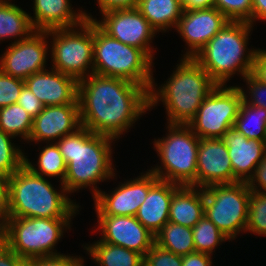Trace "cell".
<instances>
[{"label": "cell", "mask_w": 266, "mask_h": 266, "mask_svg": "<svg viewBox=\"0 0 266 266\" xmlns=\"http://www.w3.org/2000/svg\"><path fill=\"white\" fill-rule=\"evenodd\" d=\"M228 148L233 175L239 182H247L266 154V142L248 139L231 127L221 137Z\"/></svg>", "instance_id": "ffe728a7"}, {"label": "cell", "mask_w": 266, "mask_h": 266, "mask_svg": "<svg viewBox=\"0 0 266 266\" xmlns=\"http://www.w3.org/2000/svg\"><path fill=\"white\" fill-rule=\"evenodd\" d=\"M227 86L217 85L188 123L200 139L221 138L227 129L234 126L243 96L238 85Z\"/></svg>", "instance_id": "8fae6325"}, {"label": "cell", "mask_w": 266, "mask_h": 266, "mask_svg": "<svg viewBox=\"0 0 266 266\" xmlns=\"http://www.w3.org/2000/svg\"><path fill=\"white\" fill-rule=\"evenodd\" d=\"M24 80L12 77L0 70V108L17 103Z\"/></svg>", "instance_id": "d590c367"}, {"label": "cell", "mask_w": 266, "mask_h": 266, "mask_svg": "<svg viewBox=\"0 0 266 266\" xmlns=\"http://www.w3.org/2000/svg\"><path fill=\"white\" fill-rule=\"evenodd\" d=\"M100 240L140 253L143 257L155 244V236L135 216L97 215Z\"/></svg>", "instance_id": "2e32d148"}, {"label": "cell", "mask_w": 266, "mask_h": 266, "mask_svg": "<svg viewBox=\"0 0 266 266\" xmlns=\"http://www.w3.org/2000/svg\"><path fill=\"white\" fill-rule=\"evenodd\" d=\"M183 9H202L213 7V0H181Z\"/></svg>", "instance_id": "7dc6e473"}, {"label": "cell", "mask_w": 266, "mask_h": 266, "mask_svg": "<svg viewBox=\"0 0 266 266\" xmlns=\"http://www.w3.org/2000/svg\"><path fill=\"white\" fill-rule=\"evenodd\" d=\"M239 182L233 175L228 148L221 138L199 139L196 187Z\"/></svg>", "instance_id": "e0dca14e"}, {"label": "cell", "mask_w": 266, "mask_h": 266, "mask_svg": "<svg viewBox=\"0 0 266 266\" xmlns=\"http://www.w3.org/2000/svg\"><path fill=\"white\" fill-rule=\"evenodd\" d=\"M143 266H182V256L154 244L144 256Z\"/></svg>", "instance_id": "8d00e7d4"}, {"label": "cell", "mask_w": 266, "mask_h": 266, "mask_svg": "<svg viewBox=\"0 0 266 266\" xmlns=\"http://www.w3.org/2000/svg\"><path fill=\"white\" fill-rule=\"evenodd\" d=\"M34 31L29 13L12 0H0V43L6 39H12L11 44L27 39Z\"/></svg>", "instance_id": "d4e9b609"}, {"label": "cell", "mask_w": 266, "mask_h": 266, "mask_svg": "<svg viewBox=\"0 0 266 266\" xmlns=\"http://www.w3.org/2000/svg\"><path fill=\"white\" fill-rule=\"evenodd\" d=\"M229 21L214 6L184 9L175 28L187 44L182 58H193Z\"/></svg>", "instance_id": "9a60e30c"}, {"label": "cell", "mask_w": 266, "mask_h": 266, "mask_svg": "<svg viewBox=\"0 0 266 266\" xmlns=\"http://www.w3.org/2000/svg\"><path fill=\"white\" fill-rule=\"evenodd\" d=\"M136 8L158 34L175 30L184 10L181 0H138Z\"/></svg>", "instance_id": "cb8c5ba5"}, {"label": "cell", "mask_w": 266, "mask_h": 266, "mask_svg": "<svg viewBox=\"0 0 266 266\" xmlns=\"http://www.w3.org/2000/svg\"><path fill=\"white\" fill-rule=\"evenodd\" d=\"M253 27L246 21H229L193 57L217 85H227L235 74L244 78L252 73L257 49L247 46Z\"/></svg>", "instance_id": "5b68a950"}, {"label": "cell", "mask_w": 266, "mask_h": 266, "mask_svg": "<svg viewBox=\"0 0 266 266\" xmlns=\"http://www.w3.org/2000/svg\"><path fill=\"white\" fill-rule=\"evenodd\" d=\"M48 39L51 40L52 69L78 81L93 73V20L85 19L78 26L48 30Z\"/></svg>", "instance_id": "9c48e42d"}, {"label": "cell", "mask_w": 266, "mask_h": 266, "mask_svg": "<svg viewBox=\"0 0 266 266\" xmlns=\"http://www.w3.org/2000/svg\"><path fill=\"white\" fill-rule=\"evenodd\" d=\"M73 218H7L4 243L25 261L60 255L56 246Z\"/></svg>", "instance_id": "ba28073f"}, {"label": "cell", "mask_w": 266, "mask_h": 266, "mask_svg": "<svg viewBox=\"0 0 266 266\" xmlns=\"http://www.w3.org/2000/svg\"><path fill=\"white\" fill-rule=\"evenodd\" d=\"M24 83L44 106L79 104L78 80L52 68L32 74Z\"/></svg>", "instance_id": "d6986e66"}, {"label": "cell", "mask_w": 266, "mask_h": 266, "mask_svg": "<svg viewBox=\"0 0 266 266\" xmlns=\"http://www.w3.org/2000/svg\"><path fill=\"white\" fill-rule=\"evenodd\" d=\"M203 216V188L180 186L172 196L169 221L185 227L193 228Z\"/></svg>", "instance_id": "603a6c76"}, {"label": "cell", "mask_w": 266, "mask_h": 266, "mask_svg": "<svg viewBox=\"0 0 266 266\" xmlns=\"http://www.w3.org/2000/svg\"><path fill=\"white\" fill-rule=\"evenodd\" d=\"M17 104L23 107L33 119L37 117L44 108L43 103L25 85L18 97Z\"/></svg>", "instance_id": "f35d334b"}, {"label": "cell", "mask_w": 266, "mask_h": 266, "mask_svg": "<svg viewBox=\"0 0 266 266\" xmlns=\"http://www.w3.org/2000/svg\"><path fill=\"white\" fill-rule=\"evenodd\" d=\"M38 160L36 164L32 163L28 156L24 155V165L33 173L42 177L52 179L58 178L60 183L64 182L66 174V163L60 153L59 147L56 143H46V146L39 150Z\"/></svg>", "instance_id": "83f0119b"}, {"label": "cell", "mask_w": 266, "mask_h": 266, "mask_svg": "<svg viewBox=\"0 0 266 266\" xmlns=\"http://www.w3.org/2000/svg\"><path fill=\"white\" fill-rule=\"evenodd\" d=\"M101 13L113 9L135 8L138 0H96Z\"/></svg>", "instance_id": "ee69618b"}, {"label": "cell", "mask_w": 266, "mask_h": 266, "mask_svg": "<svg viewBox=\"0 0 266 266\" xmlns=\"http://www.w3.org/2000/svg\"><path fill=\"white\" fill-rule=\"evenodd\" d=\"M114 141L81 126L56 142L66 163L62 184L69 194L89 187L94 197L101 190L97 187L100 182L117 177L112 161Z\"/></svg>", "instance_id": "7a4b0ae2"}, {"label": "cell", "mask_w": 266, "mask_h": 266, "mask_svg": "<svg viewBox=\"0 0 266 266\" xmlns=\"http://www.w3.org/2000/svg\"><path fill=\"white\" fill-rule=\"evenodd\" d=\"M252 26H254L256 20L266 21V0H252Z\"/></svg>", "instance_id": "bcb514c9"}, {"label": "cell", "mask_w": 266, "mask_h": 266, "mask_svg": "<svg viewBox=\"0 0 266 266\" xmlns=\"http://www.w3.org/2000/svg\"><path fill=\"white\" fill-rule=\"evenodd\" d=\"M81 126L117 141L149 111V91L131 81L92 73L78 81Z\"/></svg>", "instance_id": "6da1fadb"}, {"label": "cell", "mask_w": 266, "mask_h": 266, "mask_svg": "<svg viewBox=\"0 0 266 266\" xmlns=\"http://www.w3.org/2000/svg\"><path fill=\"white\" fill-rule=\"evenodd\" d=\"M59 185L61 191L23 165L9 177L8 218H74L81 206Z\"/></svg>", "instance_id": "277c9868"}, {"label": "cell", "mask_w": 266, "mask_h": 266, "mask_svg": "<svg viewBox=\"0 0 266 266\" xmlns=\"http://www.w3.org/2000/svg\"><path fill=\"white\" fill-rule=\"evenodd\" d=\"M166 136L153 141L161 164L149 170L160 180L196 187L199 137L188 125L166 124Z\"/></svg>", "instance_id": "52a82bcc"}, {"label": "cell", "mask_w": 266, "mask_h": 266, "mask_svg": "<svg viewBox=\"0 0 266 266\" xmlns=\"http://www.w3.org/2000/svg\"><path fill=\"white\" fill-rule=\"evenodd\" d=\"M216 86L207 71L193 58L181 57L170 78L161 86L158 87L153 78L149 91V110L161 101L166 110L167 124L188 125Z\"/></svg>", "instance_id": "3957f363"}, {"label": "cell", "mask_w": 266, "mask_h": 266, "mask_svg": "<svg viewBox=\"0 0 266 266\" xmlns=\"http://www.w3.org/2000/svg\"><path fill=\"white\" fill-rule=\"evenodd\" d=\"M83 250L97 266H143L144 257L133 250L112 245L100 239L85 244Z\"/></svg>", "instance_id": "484cf974"}, {"label": "cell", "mask_w": 266, "mask_h": 266, "mask_svg": "<svg viewBox=\"0 0 266 266\" xmlns=\"http://www.w3.org/2000/svg\"><path fill=\"white\" fill-rule=\"evenodd\" d=\"M155 244L180 256L196 251L192 228L170 221L155 235Z\"/></svg>", "instance_id": "4316f807"}, {"label": "cell", "mask_w": 266, "mask_h": 266, "mask_svg": "<svg viewBox=\"0 0 266 266\" xmlns=\"http://www.w3.org/2000/svg\"><path fill=\"white\" fill-rule=\"evenodd\" d=\"M26 261L13 252L4 242L0 243V266H25Z\"/></svg>", "instance_id": "b9f144b4"}, {"label": "cell", "mask_w": 266, "mask_h": 266, "mask_svg": "<svg viewBox=\"0 0 266 266\" xmlns=\"http://www.w3.org/2000/svg\"><path fill=\"white\" fill-rule=\"evenodd\" d=\"M71 0H33V16L30 21L35 31L78 26L85 19L92 20L86 10H74Z\"/></svg>", "instance_id": "44dd1931"}, {"label": "cell", "mask_w": 266, "mask_h": 266, "mask_svg": "<svg viewBox=\"0 0 266 266\" xmlns=\"http://www.w3.org/2000/svg\"><path fill=\"white\" fill-rule=\"evenodd\" d=\"M251 74L266 85V49L257 48Z\"/></svg>", "instance_id": "60d3db41"}, {"label": "cell", "mask_w": 266, "mask_h": 266, "mask_svg": "<svg viewBox=\"0 0 266 266\" xmlns=\"http://www.w3.org/2000/svg\"><path fill=\"white\" fill-rule=\"evenodd\" d=\"M241 79H243V82H246L247 86V90L243 86H239L243 101L250 106L266 109V85L257 80L252 74Z\"/></svg>", "instance_id": "e575fe53"}, {"label": "cell", "mask_w": 266, "mask_h": 266, "mask_svg": "<svg viewBox=\"0 0 266 266\" xmlns=\"http://www.w3.org/2000/svg\"><path fill=\"white\" fill-rule=\"evenodd\" d=\"M213 6L230 21H246L252 25V0H213Z\"/></svg>", "instance_id": "836d02e7"}, {"label": "cell", "mask_w": 266, "mask_h": 266, "mask_svg": "<svg viewBox=\"0 0 266 266\" xmlns=\"http://www.w3.org/2000/svg\"><path fill=\"white\" fill-rule=\"evenodd\" d=\"M102 18L92 20L109 36L123 44L141 49L152 61L157 48L152 46L157 31L135 8L113 9L105 11Z\"/></svg>", "instance_id": "7c38bea8"}, {"label": "cell", "mask_w": 266, "mask_h": 266, "mask_svg": "<svg viewBox=\"0 0 266 266\" xmlns=\"http://www.w3.org/2000/svg\"><path fill=\"white\" fill-rule=\"evenodd\" d=\"M9 177L0 174V212L8 218Z\"/></svg>", "instance_id": "f6af8a7d"}, {"label": "cell", "mask_w": 266, "mask_h": 266, "mask_svg": "<svg viewBox=\"0 0 266 266\" xmlns=\"http://www.w3.org/2000/svg\"><path fill=\"white\" fill-rule=\"evenodd\" d=\"M93 35V73L125 79L150 91L155 63L141 49L109 36L94 21Z\"/></svg>", "instance_id": "8992f818"}, {"label": "cell", "mask_w": 266, "mask_h": 266, "mask_svg": "<svg viewBox=\"0 0 266 266\" xmlns=\"http://www.w3.org/2000/svg\"><path fill=\"white\" fill-rule=\"evenodd\" d=\"M233 127L248 139L266 142V109L243 101Z\"/></svg>", "instance_id": "f1b7e54d"}, {"label": "cell", "mask_w": 266, "mask_h": 266, "mask_svg": "<svg viewBox=\"0 0 266 266\" xmlns=\"http://www.w3.org/2000/svg\"><path fill=\"white\" fill-rule=\"evenodd\" d=\"M12 136L0 130V174L10 177L24 165V153Z\"/></svg>", "instance_id": "1f68e13d"}, {"label": "cell", "mask_w": 266, "mask_h": 266, "mask_svg": "<svg viewBox=\"0 0 266 266\" xmlns=\"http://www.w3.org/2000/svg\"><path fill=\"white\" fill-rule=\"evenodd\" d=\"M266 236V193L251 191L246 233Z\"/></svg>", "instance_id": "d6a6232c"}, {"label": "cell", "mask_w": 266, "mask_h": 266, "mask_svg": "<svg viewBox=\"0 0 266 266\" xmlns=\"http://www.w3.org/2000/svg\"><path fill=\"white\" fill-rule=\"evenodd\" d=\"M33 117L19 104L0 108V130L13 138L27 142L32 131Z\"/></svg>", "instance_id": "f546056e"}, {"label": "cell", "mask_w": 266, "mask_h": 266, "mask_svg": "<svg viewBox=\"0 0 266 266\" xmlns=\"http://www.w3.org/2000/svg\"><path fill=\"white\" fill-rule=\"evenodd\" d=\"M212 255L202 252H192L182 256V266H212Z\"/></svg>", "instance_id": "7bdbcfd3"}, {"label": "cell", "mask_w": 266, "mask_h": 266, "mask_svg": "<svg viewBox=\"0 0 266 266\" xmlns=\"http://www.w3.org/2000/svg\"><path fill=\"white\" fill-rule=\"evenodd\" d=\"M48 31H34L27 39L10 43L0 57V70L25 80L34 73L47 70L50 43Z\"/></svg>", "instance_id": "5bb4252c"}, {"label": "cell", "mask_w": 266, "mask_h": 266, "mask_svg": "<svg viewBox=\"0 0 266 266\" xmlns=\"http://www.w3.org/2000/svg\"><path fill=\"white\" fill-rule=\"evenodd\" d=\"M195 249L197 252L213 255L216 248L229 239L217 226L203 216L192 228Z\"/></svg>", "instance_id": "4dcf8cb0"}, {"label": "cell", "mask_w": 266, "mask_h": 266, "mask_svg": "<svg viewBox=\"0 0 266 266\" xmlns=\"http://www.w3.org/2000/svg\"><path fill=\"white\" fill-rule=\"evenodd\" d=\"M140 174L133 180L120 182L109 193L101 189L93 197L96 215L135 216L148 191L159 180L148 169Z\"/></svg>", "instance_id": "4fadbf2b"}, {"label": "cell", "mask_w": 266, "mask_h": 266, "mask_svg": "<svg viewBox=\"0 0 266 266\" xmlns=\"http://www.w3.org/2000/svg\"><path fill=\"white\" fill-rule=\"evenodd\" d=\"M246 184L251 191L266 193V154Z\"/></svg>", "instance_id": "ab89813d"}, {"label": "cell", "mask_w": 266, "mask_h": 266, "mask_svg": "<svg viewBox=\"0 0 266 266\" xmlns=\"http://www.w3.org/2000/svg\"><path fill=\"white\" fill-rule=\"evenodd\" d=\"M80 127L79 104L44 106L40 114L33 119L27 143H56Z\"/></svg>", "instance_id": "ac0fdd59"}, {"label": "cell", "mask_w": 266, "mask_h": 266, "mask_svg": "<svg viewBox=\"0 0 266 266\" xmlns=\"http://www.w3.org/2000/svg\"><path fill=\"white\" fill-rule=\"evenodd\" d=\"M7 218L0 212V243L4 242L6 237Z\"/></svg>", "instance_id": "c3c4849f"}, {"label": "cell", "mask_w": 266, "mask_h": 266, "mask_svg": "<svg viewBox=\"0 0 266 266\" xmlns=\"http://www.w3.org/2000/svg\"><path fill=\"white\" fill-rule=\"evenodd\" d=\"M179 187L177 184L159 179L140 205L135 217L154 236L169 221L172 196Z\"/></svg>", "instance_id": "7402d4cb"}, {"label": "cell", "mask_w": 266, "mask_h": 266, "mask_svg": "<svg viewBox=\"0 0 266 266\" xmlns=\"http://www.w3.org/2000/svg\"><path fill=\"white\" fill-rule=\"evenodd\" d=\"M204 216L229 239L246 233L251 190L246 182L217 184L203 188ZM238 235V236H237Z\"/></svg>", "instance_id": "30bf717a"}, {"label": "cell", "mask_w": 266, "mask_h": 266, "mask_svg": "<svg viewBox=\"0 0 266 266\" xmlns=\"http://www.w3.org/2000/svg\"><path fill=\"white\" fill-rule=\"evenodd\" d=\"M84 257L60 254L26 261V266H84Z\"/></svg>", "instance_id": "74e56055"}]
</instances>
